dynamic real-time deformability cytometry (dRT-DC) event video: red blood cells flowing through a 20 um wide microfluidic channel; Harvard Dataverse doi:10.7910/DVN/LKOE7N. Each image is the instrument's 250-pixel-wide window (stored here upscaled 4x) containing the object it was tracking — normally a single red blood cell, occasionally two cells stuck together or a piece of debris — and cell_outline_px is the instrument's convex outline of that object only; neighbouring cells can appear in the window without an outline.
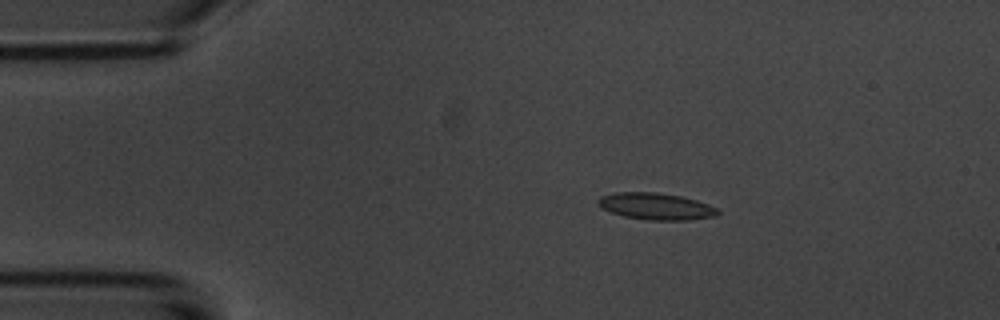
{"species": "common noctule bat (a hibernating species)", "species_latin": "Nyctalus noctula", "temperature_condition": "room temperature", "stored_images_in_passage": 4, "camera_frame_rate_fps": 3000, "um_per_image_px": 0.085, "animal": {"sex": "male", "body_mass_g": 20.1, "forearm_length_mm": 53.5}, "frame": {"image": 1, "passage_image": 1, "time_ms": 0.0, "image_size_px": [1000, 320], "cell_outline_px": [[720, 212], [716, 216], [688, 220], [652, 220], [624, 216], [600, 208], [596, 204], [596, 200], [600, 196], [616, 192], [656, 192], [680, 196], [696, 200], [708, 204], [716, 208]], "centroid_in_image_um": [55.72, 17.53], "position_along_channel_um": 29.3, "area_um2": 18.67}}